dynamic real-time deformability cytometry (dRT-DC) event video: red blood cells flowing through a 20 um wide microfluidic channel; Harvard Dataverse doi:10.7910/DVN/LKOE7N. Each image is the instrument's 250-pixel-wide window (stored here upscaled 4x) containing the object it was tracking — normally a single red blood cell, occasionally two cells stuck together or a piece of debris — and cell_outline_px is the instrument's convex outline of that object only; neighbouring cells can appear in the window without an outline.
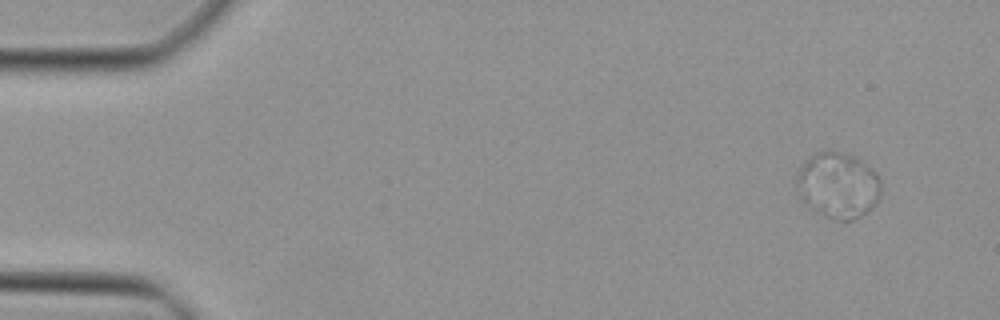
{"species": "Egyptian fruit bat (a non-hibernating species)", "species_latin": "Rousettus aegyptiacus", "temperature_condition": "cold", "stored_images_in_passage": 45, "camera_frame_rate_fps": 3000, "um_per_image_px": 0.085, "animal": {"sex": "female"}, "frame": {"image": 1, "passage_image": 1, "time_ms": 0.0, "image_size_px": [1000, 320], "cell_outline_px": [[880, 196], [876, 204], [872, 208], [860, 216], [852, 220], [836, 220], [804, 204], [800, 200], [796, 180], [796, 176], [800, 164], [808, 156], [816, 152], [828, 148], [856, 156], [880, 180]], "centroid_in_image_um": [71.18, 15.71], "position_along_channel_um": 13.8, "area_um2": 32.54}}
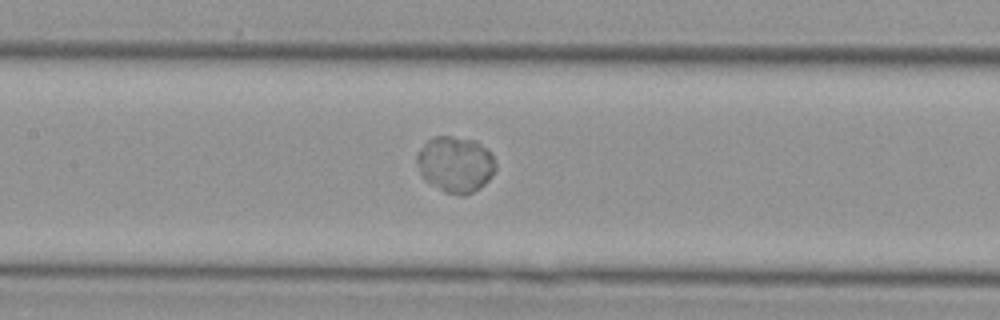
{"frame": {"image": 2, "passage_image": 20, "time_ms": 6.333, "image_size_px": [1000, 320], "cell_outline_px": [[496, 168], [492, 176], [480, 188], [464, 196], [444, 192], [424, 180], [420, 172], [416, 160], [416, 156], [420, 148], [432, 136], [452, 136], [476, 140], [492, 152], [496, 164]], "centroid_in_image_um": [38.72, 13.96], "position_along_channel_um": 168.7, "area_um2": 26.01}}
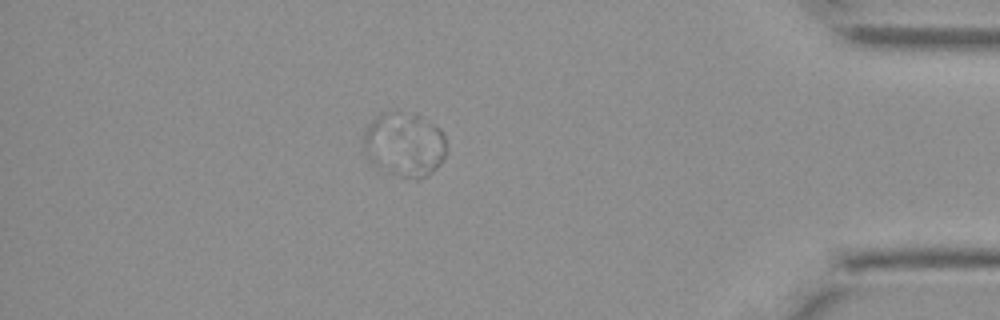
{"frame": {"image": 3, "passage_image": 39, "time_ms": 12.667, "image_size_px": [1000, 320], "cell_outline_px": [[444, 156], [440, 164], [432, 172], [416, 180], [400, 176], [372, 164], [364, 156], [364, 132], [368, 124], [380, 112], [416, 112], [440, 128], [444, 132]], "centroid_in_image_um": [34.35, 12.25], "position_along_channel_um": 400.8, "area_um2": 31.27}}